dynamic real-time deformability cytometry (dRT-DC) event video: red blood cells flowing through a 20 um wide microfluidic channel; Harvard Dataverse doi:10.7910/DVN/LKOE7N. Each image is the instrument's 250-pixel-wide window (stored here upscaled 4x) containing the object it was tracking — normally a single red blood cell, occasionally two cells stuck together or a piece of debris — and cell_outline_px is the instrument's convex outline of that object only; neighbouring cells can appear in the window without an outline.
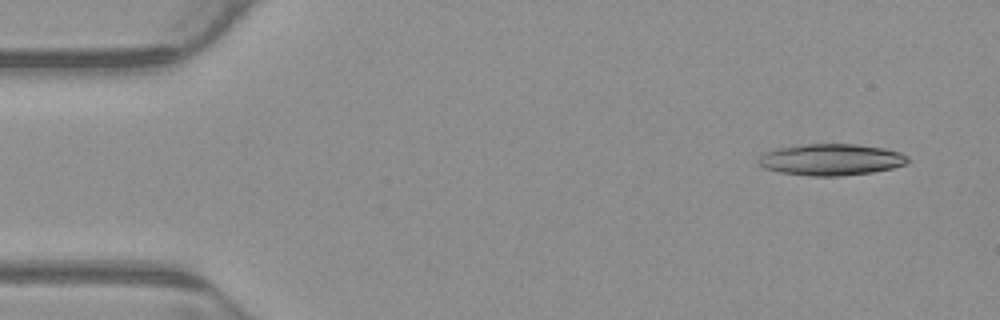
{"species": "common noctule bat (a hibernating species)", "species_latin": "Nyctalus noctula", "temperature_condition": "warm", "stored_images_in_passage": 4, "camera_frame_rate_fps": 3000, "um_per_image_px": 0.085, "animal": {"sex": "male", "body_mass_g": 23.1, "forearm_length_mm": 52.7}, "frame": {"image": 1, "passage_image": 1, "time_ms": 0.0, "image_size_px": [1000, 320], "cell_outline_px": [[908, 164], [892, 168], [872, 172], [840, 176], [812, 176], [780, 172], [764, 168], [756, 160], [764, 152], [776, 148], [804, 144], [856, 144], [884, 148], [900, 152], [908, 156]], "centroid_in_image_um": [70.64, 13.56], "position_along_channel_um": 14.4, "area_um2": 27.51}}